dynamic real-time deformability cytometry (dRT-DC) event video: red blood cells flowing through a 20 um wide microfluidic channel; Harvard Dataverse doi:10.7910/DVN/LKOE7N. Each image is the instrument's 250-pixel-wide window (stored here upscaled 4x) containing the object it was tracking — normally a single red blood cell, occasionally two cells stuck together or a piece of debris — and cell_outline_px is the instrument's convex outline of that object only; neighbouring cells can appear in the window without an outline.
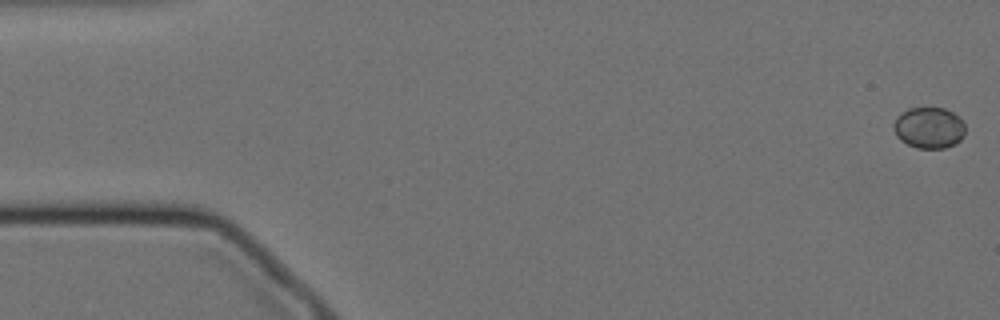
{"species": "Egyptian fruit bat (a non-hibernating species)", "species_latin": "Rousettus aegyptiacus", "temperature_condition": "cold", "stored_images_in_passage": 58, "camera_frame_rate_fps": 3000, "um_per_image_px": 0.085, "animal": {"sex": "female"}, "frame": {"image": 1, "passage_image": 1, "time_ms": 0.0, "image_size_px": [1000, 320], "cell_outline_px": [[964, 136], [956, 144], [944, 148], [916, 148], [900, 140], [896, 136], [892, 128], [892, 124], [896, 116], [908, 108], [944, 108], [952, 112], [964, 124]], "centroid_in_image_um": [78.92, 10.87], "position_along_channel_um": 6.1, "area_um2": 17.28}}
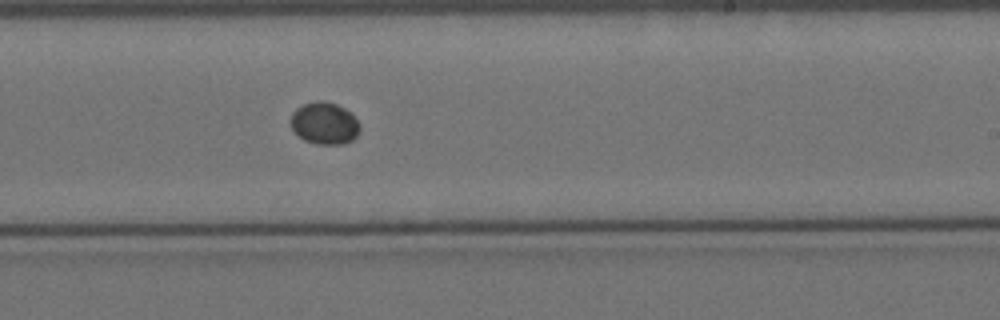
{"frame": {"image": 2, "passage_image": 34, "time_ms": 11.0, "image_size_px": [1000, 320], "cell_outline_px": [[360, 132], [352, 140], [340, 144], [316, 144], [304, 140], [292, 128], [288, 120], [292, 112], [296, 108], [304, 104], [316, 100], [324, 100], [336, 104], [344, 108], [360, 124]], "centroid_in_image_um": [27.55, 10.47], "position_along_channel_um": 261.5, "area_um2": 16.99}}
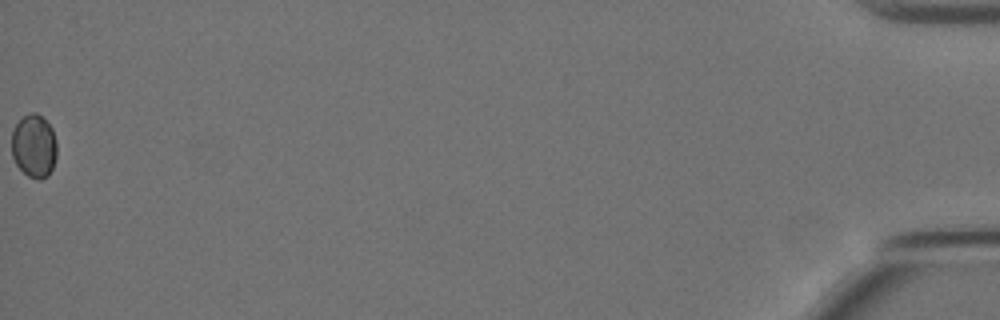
{"frame": {"image": 3, "passage_image": 58, "time_ms": 19.0, "image_size_px": [1000, 320], "cell_outline_px": [[56, 156], [52, 168], [48, 176], [40, 180], [36, 180], [28, 176], [16, 164], [12, 156], [12, 128], [28, 112], [36, 112], [52, 128], [56, 140]], "centroid_in_image_um": [2.88, 12.42], "position_along_channel_um": 432.3, "area_um2": 16.7}}